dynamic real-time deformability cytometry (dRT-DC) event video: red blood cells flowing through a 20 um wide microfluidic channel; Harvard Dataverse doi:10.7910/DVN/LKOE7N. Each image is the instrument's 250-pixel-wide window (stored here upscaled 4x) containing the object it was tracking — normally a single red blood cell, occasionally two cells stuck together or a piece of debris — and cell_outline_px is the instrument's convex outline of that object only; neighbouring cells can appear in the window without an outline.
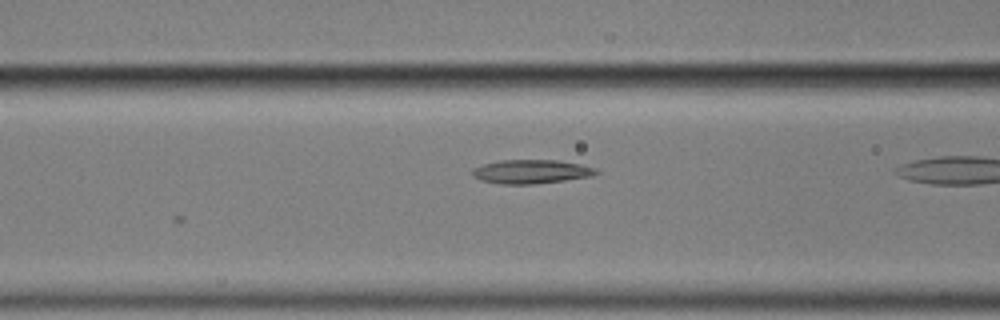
{"species": "common noctule bat (a hibernating species)", "species_latin": "Nyctalus noctula", "temperature_condition": "cold", "stored_images_in_passage": 8, "camera_frame_rate_fps": 3000, "um_per_image_px": 0.085, "animal": {"sex": "male", "body_mass_g": 17.9}, "frame": {"image": 1, "passage_image": 6, "time_ms": 1.667, "image_size_px": [1000, 320], "cell_outline_px": [[600, 172], [592, 176], [536, 184], [500, 184], [480, 180], [472, 176], [472, 168], [484, 164], [500, 160], [556, 160], [580, 164], [596, 168]], "centroid_in_image_um": [45.14, 14.59], "position_along_channel_um": 121.5, "area_um2": 17.28}}